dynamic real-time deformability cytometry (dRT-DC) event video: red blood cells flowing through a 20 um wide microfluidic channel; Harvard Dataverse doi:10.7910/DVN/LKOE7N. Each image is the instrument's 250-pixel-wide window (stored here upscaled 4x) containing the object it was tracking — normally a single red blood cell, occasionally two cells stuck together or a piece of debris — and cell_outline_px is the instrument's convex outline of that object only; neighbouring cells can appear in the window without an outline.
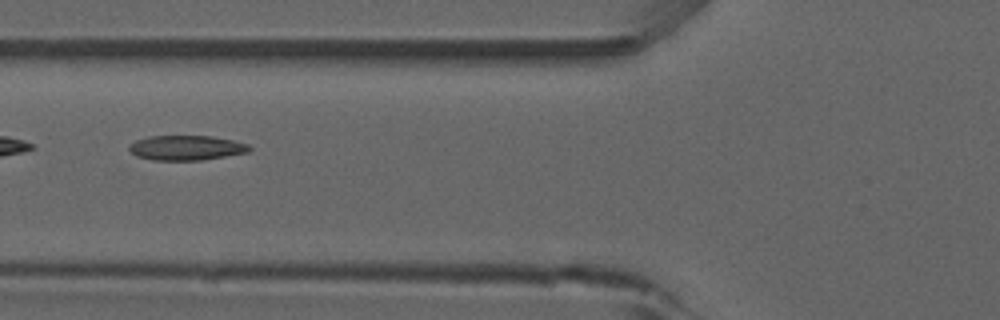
{"species": "common noctule bat (a hibernating species)", "species_latin": "Nyctalus noctula", "temperature_condition": "room temperature", "stored_images_in_passage": 10, "camera_frame_rate_fps": 3000, "um_per_image_px": 0.085, "animal": {"sex": "male", "forearm_length_mm": 52.5}, "frame": {"image": 1, "passage_image": 4, "time_ms": 1.0, "image_size_px": [1000, 320], "cell_outline_px": [[252, 148], [248, 152], [200, 160], [152, 160], [136, 156], [128, 148], [128, 144], [136, 140], [148, 136], [212, 136], [232, 140], [248, 144]], "centroid_in_image_um": [15.8, 12.56], "position_along_channel_um": 110.0, "area_um2": 17.34}}
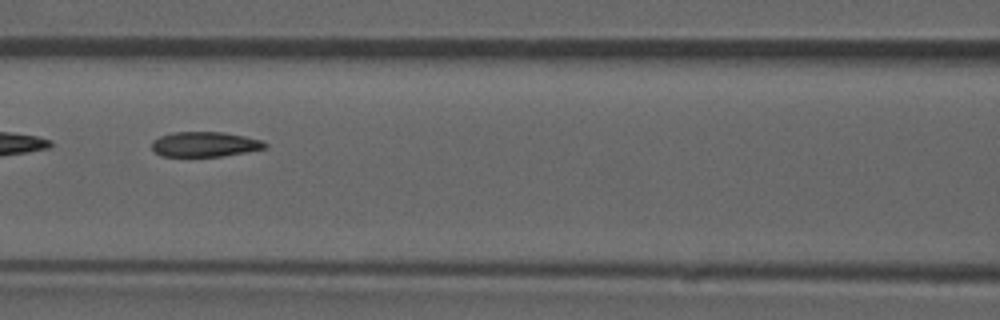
{"frame": {"image": 2, "passage_image": 7, "time_ms": 2.0, "image_size_px": [1000, 320], "cell_outline_px": [[268, 144], [264, 148], [224, 156], [160, 156], [152, 148], [152, 140], [160, 136], [172, 132], [224, 132], [264, 140]], "centroid_in_image_um": [17.4, 12.25], "position_along_channel_um": 149.2, "area_um2": 16.47}}